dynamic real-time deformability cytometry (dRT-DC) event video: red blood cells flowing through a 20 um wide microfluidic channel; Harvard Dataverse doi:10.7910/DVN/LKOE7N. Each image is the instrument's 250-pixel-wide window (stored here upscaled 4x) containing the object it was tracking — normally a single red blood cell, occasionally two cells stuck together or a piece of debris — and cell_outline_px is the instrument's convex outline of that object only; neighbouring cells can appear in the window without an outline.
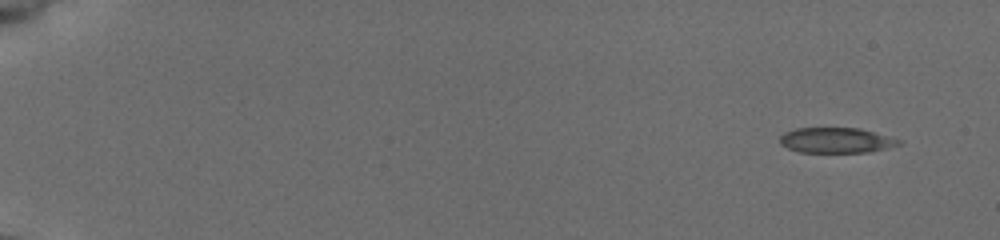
{"species": "common noctule bat (a hibernating species)", "species_latin": "Nyctalus noctula", "temperature_condition": "cold", "stored_images_in_passage": 8, "camera_frame_rate_fps": 3000, "um_per_image_px": 0.085, "animal": {"sex": "female", "body_mass_g": 19.5, "forearm_length_mm": 54.1}, "frame": {"image": 1, "passage_image": 1, "time_ms": 0.0, "image_size_px": [1000, 240], "cell_outline_px": [[904, 140], [900, 144], [868, 152], [800, 152], [788, 148], [780, 144], [780, 136], [784, 132], [796, 128], [860, 128]], "centroid_in_image_um": [71.07, 11.91], "position_along_channel_um": 13.9, "area_um2": 17.51}}